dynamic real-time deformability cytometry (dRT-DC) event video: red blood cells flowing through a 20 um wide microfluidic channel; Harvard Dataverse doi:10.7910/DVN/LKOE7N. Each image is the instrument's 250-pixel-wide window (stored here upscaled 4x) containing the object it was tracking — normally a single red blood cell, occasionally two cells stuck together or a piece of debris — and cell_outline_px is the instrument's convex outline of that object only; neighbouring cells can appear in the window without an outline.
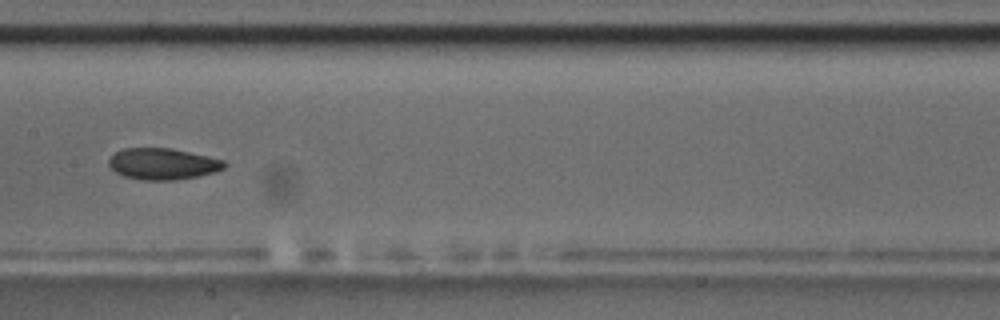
{"species": "common noctule bat (a hibernating species)", "species_latin": "Nyctalus noctula", "temperature_condition": "room temperature", "stored_images_in_passage": 10, "camera_frame_rate_fps": 3000, "um_per_image_px": 0.085, "animal": {"sex": "male", "body_mass_g": 17.5, "forearm_length_mm": 52.3}, "frame": {"image": 1, "passage_image": 7, "time_ms": 7.0, "image_size_px": [1000, 320], "cell_outline_px": [[228, 164], [224, 168], [216, 172], [176, 180], [140, 180], [124, 176], [116, 172], [108, 164], [108, 160], [116, 152], [124, 148], [172, 148], [224, 160]], "centroid_in_image_um": [13.85, 13.93], "position_along_channel_um": 193.6, "area_um2": 21.1}}